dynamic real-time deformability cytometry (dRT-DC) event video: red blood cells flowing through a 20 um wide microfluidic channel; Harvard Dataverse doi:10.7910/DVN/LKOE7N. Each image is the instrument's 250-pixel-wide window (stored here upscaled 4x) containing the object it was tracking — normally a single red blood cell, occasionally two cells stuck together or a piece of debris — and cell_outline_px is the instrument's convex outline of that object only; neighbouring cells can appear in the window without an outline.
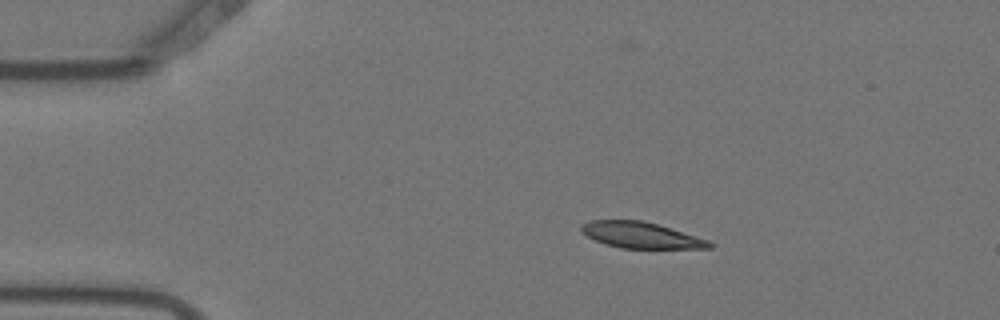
{"species": "Egyptian fruit bat (a non-hibernating species)", "species_latin": "Rousettus aegyptiacus", "temperature_condition": "warm", "stored_images_in_passage": 8, "camera_frame_rate_fps": 3000, "um_per_image_px": 0.085, "animal": {"sex": "female"}, "frame": {"image": 1, "passage_image": 2, "time_ms": 0.333, "image_size_px": [1000, 320], "cell_outline_px": [[716, 244], [712, 248], [620, 248], [604, 244], [580, 232], [580, 224], [592, 220], [640, 220], [660, 224], [708, 240]], "centroid_in_image_um": [54.48, 19.98], "position_along_channel_um": 30.5, "area_um2": 19.59}}
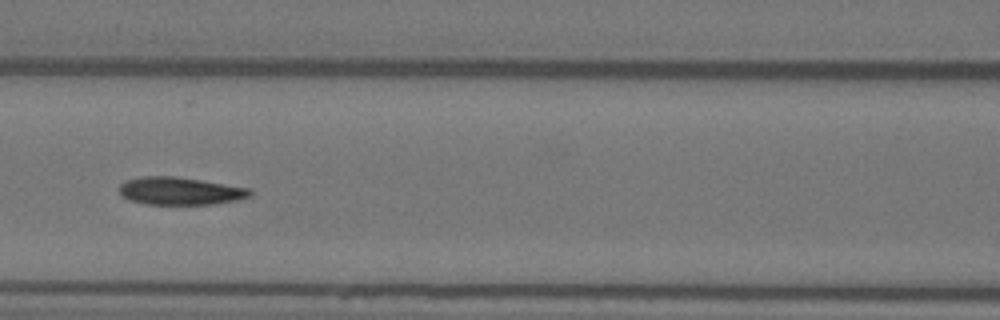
{"frame": {"image": 2, "passage_image": 6, "time_ms": 1.667, "image_size_px": [1000, 320], "cell_outline_px": [[252, 196], [236, 200], [212, 204], [144, 204], [128, 200], [120, 192], [120, 184], [124, 180], [144, 176], [176, 176], [248, 188], [252, 192]], "centroid_in_image_um": [15.28, 16.23], "position_along_channel_um": 151.3, "area_um2": 20.98}}
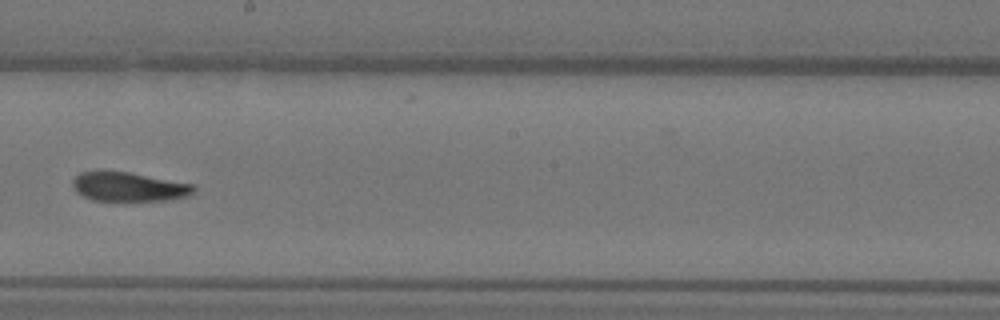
{"frame": {"image": 3, "passage_image": 8, "time_ms": 2.333, "image_size_px": [1000, 320], "cell_outline_px": [[196, 192], [188, 196], [172, 200], [92, 200], [76, 192], [72, 184], [72, 180], [80, 172], [96, 168], [104, 168], [128, 172], [196, 184]], "centroid_in_image_um": [10.94, 15.83], "position_along_channel_um": 237.3, "area_um2": 21.33}}